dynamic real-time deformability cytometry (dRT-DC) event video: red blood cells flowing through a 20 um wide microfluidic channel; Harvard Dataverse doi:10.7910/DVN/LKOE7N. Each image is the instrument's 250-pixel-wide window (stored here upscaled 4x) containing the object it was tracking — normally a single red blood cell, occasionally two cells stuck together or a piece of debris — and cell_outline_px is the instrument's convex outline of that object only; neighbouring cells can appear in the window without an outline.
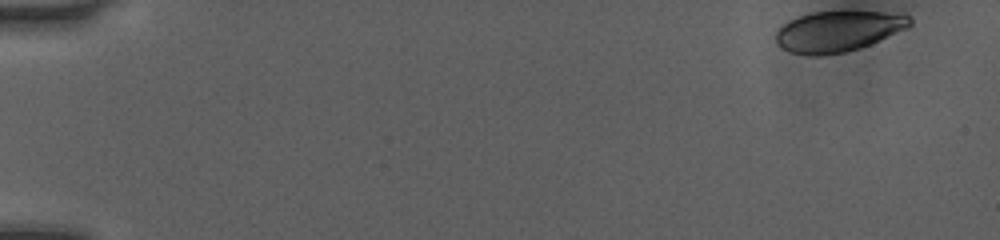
{"species": "human", "species_latin": "Homo sapiens", "temperature_condition": "room temperature", "stored_images_in_passage": 49, "camera_frame_rate_fps": 3000, "um_per_image_px": 0.085, "donor": {"sex": "female"}, "frame": {"image": 1, "passage_image": 1, "time_ms": 0.0, "image_size_px": [1000, 240], "cell_outline_px": [[912, 24], [908, 28], [860, 48], [844, 52], [816, 56], [812, 56], [788, 52], [780, 48], [776, 44], [776, 32], [788, 20], [812, 12], [884, 12], [908, 16], [912, 20]], "centroid_in_image_um": [71.2, 2.68], "position_along_channel_um": 13.8, "area_um2": 31.62}}
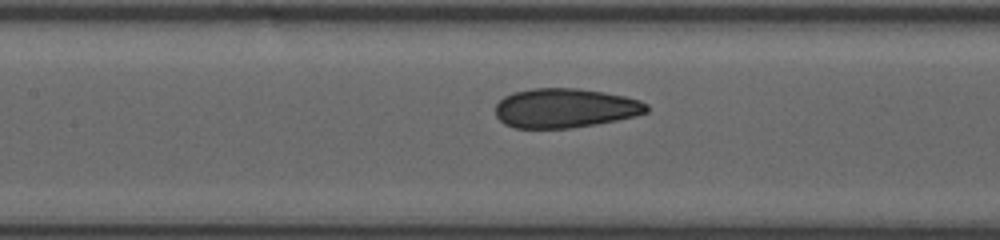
{"frame": {"image": 2, "passage_image": 23, "time_ms": 7.333, "image_size_px": [1000, 240], "cell_outline_px": [[648, 112], [636, 116], [616, 120], [568, 128], [516, 128], [504, 124], [496, 116], [496, 104], [504, 96], [512, 92], [532, 88], [576, 88], [604, 92], [624, 96], [640, 100], [648, 104]], "centroid_in_image_um": [48.02, 9.18], "position_along_channel_um": 159.4, "area_um2": 34.68}}
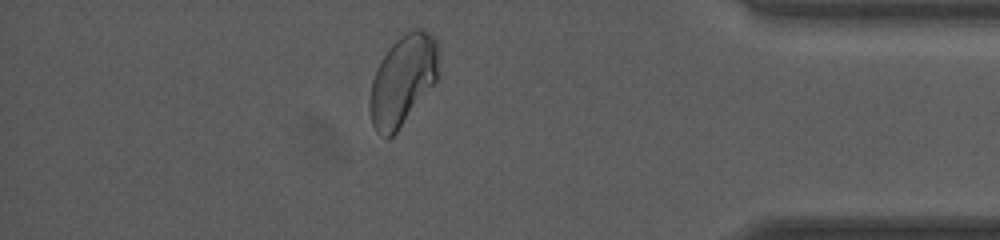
{"frame": {"image": 3, "passage_image": 43, "time_ms": 14.0, "image_size_px": [1000, 240], "cell_outline_px": [[440, 76], [396, 132], [388, 140], [376, 132], [372, 124], [368, 108], [368, 100], [372, 80], [376, 68], [380, 60], [388, 48], [400, 36], [416, 28], [424, 28], [440, 44]], "centroid_in_image_um": [34.25, 6.8], "position_along_channel_um": 400.9, "area_um2": 36.93}, "authors_computed_cell_mechanics": {"area_um2": 34.5644, "velocity_mm_per_s": 4.0577, "shape_relaxation_time_tau1_ms": 5.4973, "shape_relaxation_time_tau2_ms": 0.9514, "deformation_change_tau1": 0.1359, "deformation_change_tau2": 0.0439}}